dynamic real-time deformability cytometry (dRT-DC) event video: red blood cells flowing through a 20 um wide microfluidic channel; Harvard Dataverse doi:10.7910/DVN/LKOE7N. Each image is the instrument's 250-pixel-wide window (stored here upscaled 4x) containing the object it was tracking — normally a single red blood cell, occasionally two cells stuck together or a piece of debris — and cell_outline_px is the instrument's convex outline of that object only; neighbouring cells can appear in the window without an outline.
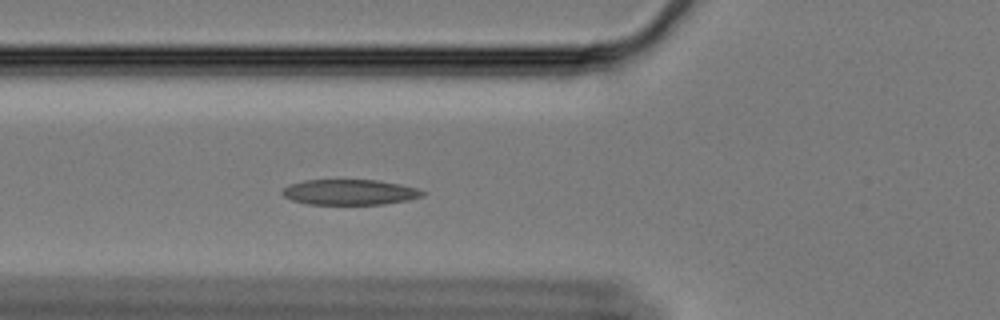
{"species": "Egyptian fruit bat (a non-hibernating species)", "species_latin": "Rousettus aegyptiacus", "temperature_condition": "cold", "stored_images_in_passage": 60, "camera_frame_rate_fps": 3000, "um_per_image_px": 0.085, "animal": {"sex": "female"}, "frame": {"image": 1, "passage_image": 21, "time_ms": 6.667, "image_size_px": [1000, 320], "cell_outline_px": [[428, 192], [424, 196], [408, 200], [384, 204], [308, 204], [292, 200], [284, 196], [280, 192], [284, 188], [292, 184], [304, 180], [376, 180], [400, 184], [416, 188]], "centroid_in_image_um": [29.76, 16.33], "position_along_channel_um": 96.0, "area_um2": 20.75}}
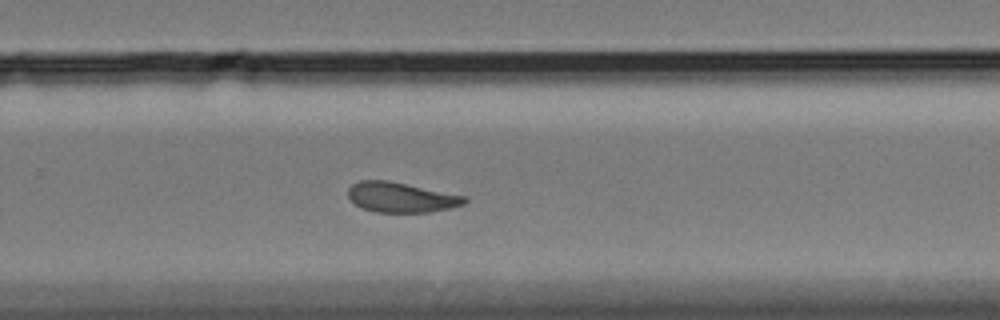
{"frame": {"image": 2, "passage_image": 39, "time_ms": 12.667, "image_size_px": [1000, 320], "cell_outline_px": [[468, 200], [464, 204], [452, 208], [432, 212], [376, 212], [360, 208], [348, 196], [348, 188], [352, 184], [360, 180], [388, 180], [468, 196]], "centroid_in_image_um": [34.13, 16.77], "position_along_channel_um": 295.7, "area_um2": 20.63}}
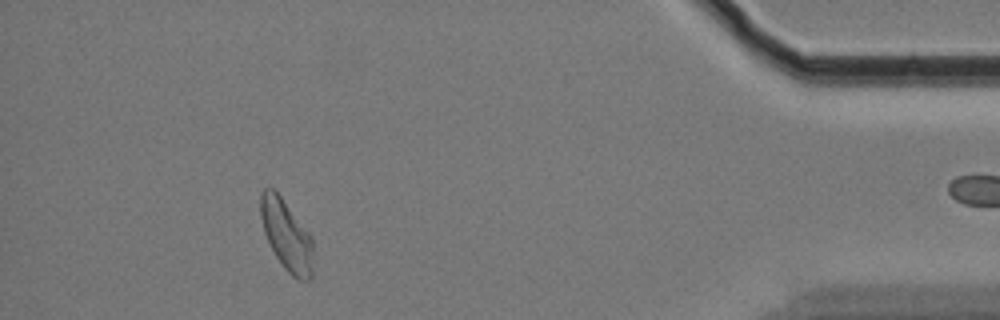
{"frame": {"image": 3, "passage_image": 54, "time_ms": 17.667, "image_size_px": [1000, 320], "cell_outline_px": [[312, 276], [308, 280], [300, 280], [292, 276], [284, 268], [276, 256], [264, 232], [260, 216], [260, 192], [264, 188], [272, 188], [280, 196], [312, 236]], "centroid_in_image_um": [24.34, 19.99], "position_along_channel_um": 410.9, "area_um2": 21.39}, "authors_computed_cell_mechanics": {"area_um2": 21.2704, "velocity_mm_per_s": 3.3277, "shape_relaxation_time_tau1_ms": 7.4142, "shape_relaxation_time_tau2_ms": 3.0081, "deformation_change_tau1": 0.167, "deformation_change_tau2": 0.0795}}